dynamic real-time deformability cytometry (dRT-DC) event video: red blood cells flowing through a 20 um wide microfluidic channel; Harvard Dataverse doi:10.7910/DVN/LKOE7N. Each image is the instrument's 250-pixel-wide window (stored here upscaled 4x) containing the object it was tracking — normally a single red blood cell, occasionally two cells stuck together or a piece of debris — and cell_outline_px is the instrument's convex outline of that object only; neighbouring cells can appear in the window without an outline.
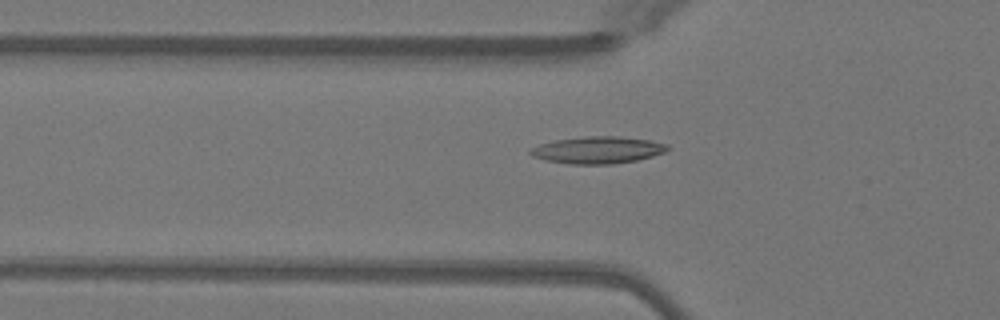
{"species": "Egyptian fruit bat (a non-hibernating species)", "species_latin": "Rousettus aegyptiacus", "temperature_condition": "warm", "stored_images_in_passage": 51, "camera_frame_rate_fps": 3000, "um_per_image_px": 0.085, "animal": {"sex": "female"}, "frame": {"image": 1, "passage_image": 18, "time_ms": 5.667, "image_size_px": [1000, 320], "cell_outline_px": [[668, 148], [664, 152], [652, 156], [636, 160], [612, 164], [568, 164], [544, 160], [532, 156], [528, 152], [528, 148], [552, 140], [584, 136], [616, 136], [652, 140], [668, 144]], "centroid_in_image_um": [50.75, 12.74], "position_along_channel_um": 75.1, "area_um2": 21.79}}
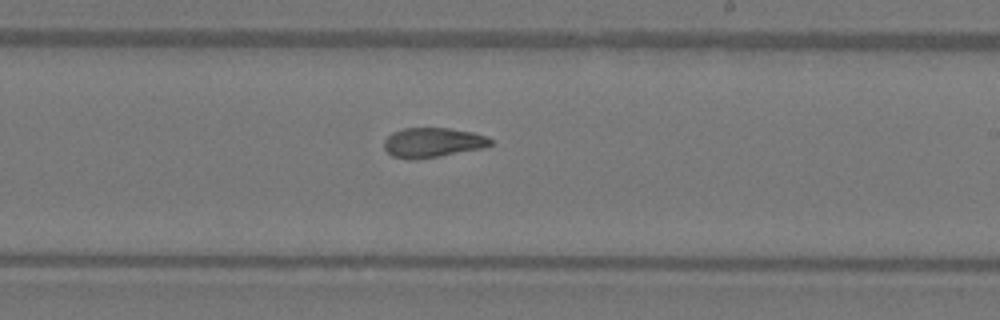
{"frame": {"image": 2, "passage_image": 31, "time_ms": 10.0, "image_size_px": [1000, 320], "cell_outline_px": [[492, 144], [480, 148], [440, 156], [416, 160], [408, 160], [392, 156], [384, 148], [384, 140], [392, 132], [404, 128], [448, 128], [472, 132], [488, 136], [492, 140]], "centroid_in_image_um": [36.74, 12.12], "position_along_channel_um": 252.3, "area_um2": 18.44}}
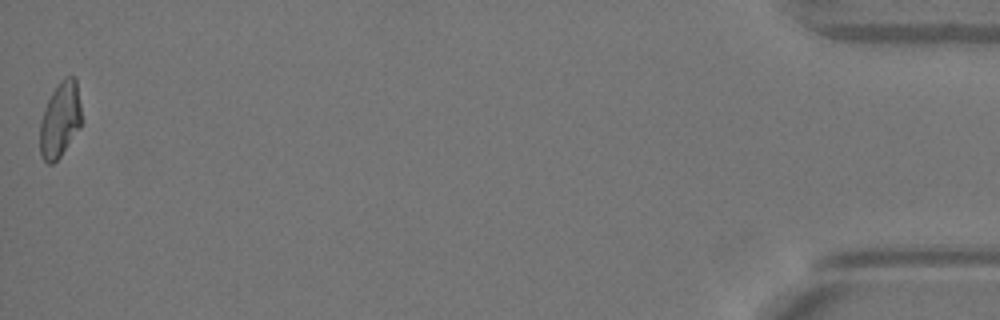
{"frame": {"image": 3, "passage_image": 51, "time_ms": 16.667, "image_size_px": [1000, 320], "cell_outline_px": [[84, 120], [80, 128], [60, 156], [52, 164], [48, 164], [40, 156], [40, 120], [44, 108], [52, 92], [60, 80], [64, 76], [76, 76]], "centroid_in_image_um": [5.14, 10.14], "position_along_channel_um": 430.1, "area_um2": 18.79}, "authors_computed_cell_mechanics": {"area_um2": 18.9584, "velocity_mm_per_s": 4.0809, "shape_relaxation_time_tau1_ms": null, "shape_relaxation_time_tau2_ms": 2.7084, "deformation_change_tau1": null, "deformation_change_tau2": 0.0929}}